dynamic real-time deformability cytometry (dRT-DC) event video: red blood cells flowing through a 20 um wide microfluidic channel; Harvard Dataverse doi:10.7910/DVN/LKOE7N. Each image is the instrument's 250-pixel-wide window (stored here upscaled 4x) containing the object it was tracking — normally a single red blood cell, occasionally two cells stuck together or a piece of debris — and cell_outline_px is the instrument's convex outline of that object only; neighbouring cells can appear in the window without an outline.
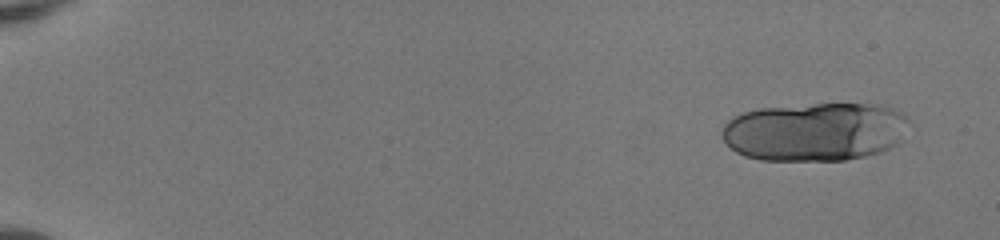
{"species": "human", "species_latin": "Homo sapiens", "temperature_condition": "room temperature", "stored_images_in_passage": 19, "camera_frame_rate_fps": 3000, "um_per_image_px": 0.085, "donor": {"sex": "female"}, "frame": {"image": 1, "passage_image": 1, "time_ms": 0.0, "image_size_px": [1000, 240], "cell_outline_px": [[908, 120], [900, 144], [880, 152], [864, 156], [844, 160], [760, 160], [744, 156], [736, 152], [724, 140], [720, 132], [720, 128], [728, 120], [744, 112], [760, 108], [816, 104], [888, 104], [900, 112]], "centroid_in_image_um": [69.28, 11.19], "position_along_channel_um": 15.7, "area_um2": 64.16}}